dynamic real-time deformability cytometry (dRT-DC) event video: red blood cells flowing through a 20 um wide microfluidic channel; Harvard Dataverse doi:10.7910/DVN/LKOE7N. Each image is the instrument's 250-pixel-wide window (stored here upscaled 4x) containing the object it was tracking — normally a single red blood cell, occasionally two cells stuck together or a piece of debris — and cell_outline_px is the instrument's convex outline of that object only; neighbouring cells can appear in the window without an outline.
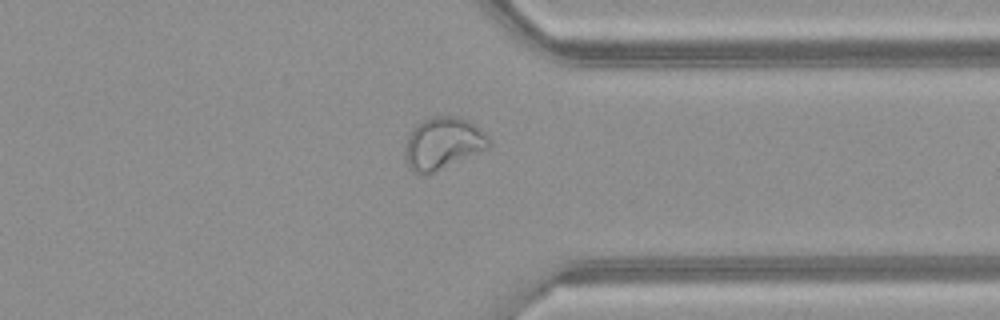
{"species": "common noctule bat (a hibernating species)", "species_latin": "Nyctalus noctula", "temperature_condition": "warm", "stored_images_in_passage": 50, "camera_frame_rate_fps": 3000, "um_per_image_px": 0.085, "animal": {"sex": "female", "body_mass_g": 21.9}, "frame": {"image": 1, "passage_image": 39, "time_ms": 12.667, "image_size_px": [1000, 320], "cell_outline_px": [[492, 144], [488, 148], [424, 176], [420, 176], [412, 172], [404, 156], [404, 148], [408, 136], [412, 128], [416, 124], [432, 116], [456, 116], [468, 120], [480, 128], [492, 140]], "centroid_in_image_um": [37.63, 12.18], "position_along_channel_um": 373.8, "area_um2": 25.61}}
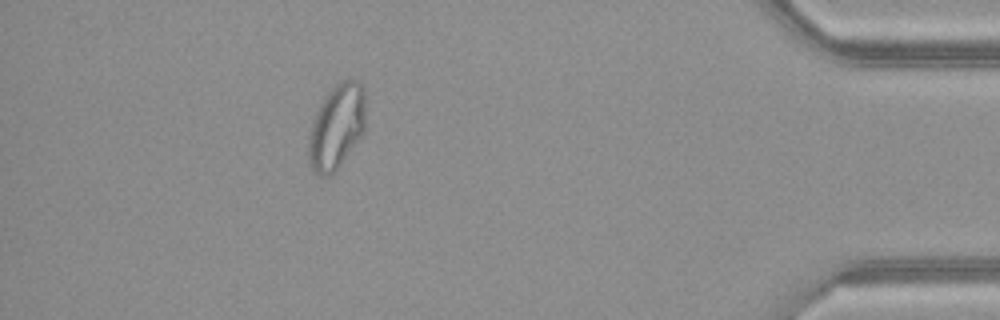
{"frame": {"image": 2, "passage_image": 45, "time_ms": 14.667, "image_size_px": [1000, 320], "cell_outline_px": [[364, 132], [340, 164], [328, 176], [320, 176], [312, 168], [308, 160], [308, 144], [312, 120], [324, 96], [340, 80], [356, 80], [364, 84]], "centroid_in_image_um": [28.6, 10.73], "position_along_channel_um": 406.6, "area_um2": 27.92}, "authors_computed_cell_mechanics": {"area_um2": 27.6284, "velocity_mm_per_s": 4.1554, "shape_relaxation_time_tau1_ms": null, "shape_relaxation_time_tau2_ms": 1.2181, "deformation_change_tau1": null, "deformation_change_tau2": 0.0705}}